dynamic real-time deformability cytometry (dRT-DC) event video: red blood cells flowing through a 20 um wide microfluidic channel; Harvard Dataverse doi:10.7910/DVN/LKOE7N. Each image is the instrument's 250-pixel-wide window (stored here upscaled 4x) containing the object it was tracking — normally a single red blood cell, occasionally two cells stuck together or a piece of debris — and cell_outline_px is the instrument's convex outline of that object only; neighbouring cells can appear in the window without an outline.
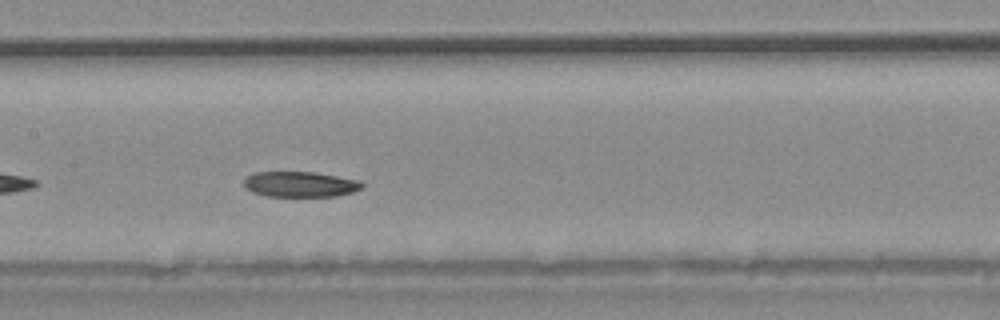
{"species": "common noctule bat (a hibernating species)", "species_latin": "Nyctalus noctula", "temperature_condition": "warm", "stored_images_in_passage": 37, "camera_frame_rate_fps": 3000, "um_per_image_px": 0.085, "animal": {"sex": "male", "body_mass_g": 20.4}, "frame": {"image": 1, "passage_image": 16, "time_ms": 5.0, "image_size_px": [1000, 320], "cell_outline_px": [[364, 184], [360, 188], [352, 192], [336, 196], [268, 196], [252, 192], [244, 184], [244, 176], [256, 172], [312, 172], [360, 180]], "centroid_in_image_um": [25.5, 15.66], "position_along_channel_um": 181.9, "area_um2": 17.4}}